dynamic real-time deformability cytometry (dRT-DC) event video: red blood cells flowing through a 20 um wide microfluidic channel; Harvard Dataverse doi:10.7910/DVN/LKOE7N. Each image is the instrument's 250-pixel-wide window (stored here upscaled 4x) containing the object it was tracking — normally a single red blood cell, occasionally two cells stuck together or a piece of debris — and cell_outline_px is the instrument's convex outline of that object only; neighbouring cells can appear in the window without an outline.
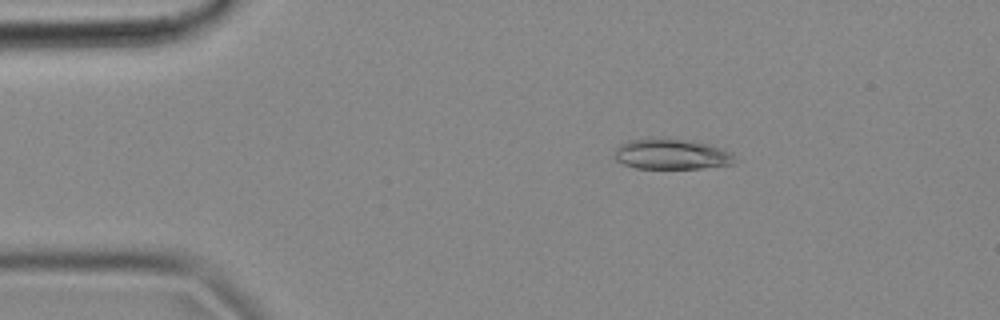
{"species": "common noctule bat (a hibernating species)", "species_latin": "Nyctalus noctula", "temperature_condition": "cold", "stored_images_in_passage": 54, "camera_frame_rate_fps": 3000, "um_per_image_px": 0.085, "animal": {"sex": "female", "body_mass_g": 18.4}, "frame": {"image": 1, "passage_image": 9, "time_ms": 2.667, "image_size_px": [1000, 320], "cell_outline_px": [[736, 164], [700, 168], [636, 168], [624, 164], [616, 160], [616, 148], [620, 144], [628, 140], [648, 136], [664, 136], [708, 144], [724, 148], [732, 152]], "centroid_in_image_um": [57.08, 13.06], "position_along_channel_um": 27.9, "area_um2": 21.91}}
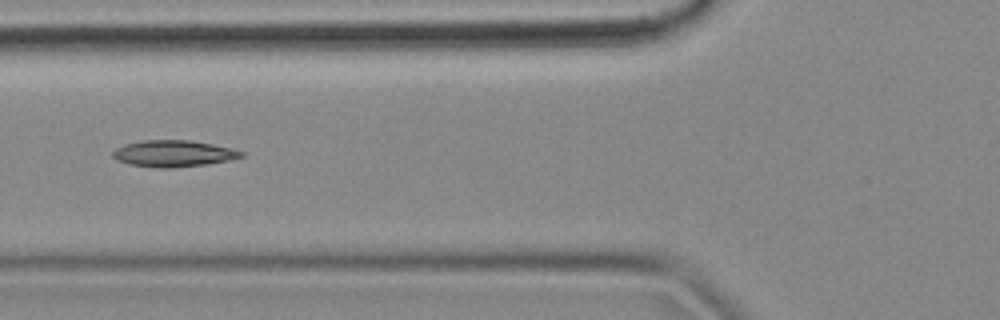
{"frame": {"image": 2, "passage_image": 20, "time_ms": 6.333, "image_size_px": [1000, 320], "cell_outline_px": [[244, 156], [228, 160], [208, 164], [168, 168], [160, 168], [128, 164], [116, 160], [112, 156], [112, 152], [116, 148], [124, 144], [144, 140], [188, 140], [232, 148], [244, 152]], "centroid_in_image_um": [14.71, 13.05], "position_along_channel_um": 111.1, "area_um2": 19.77}}
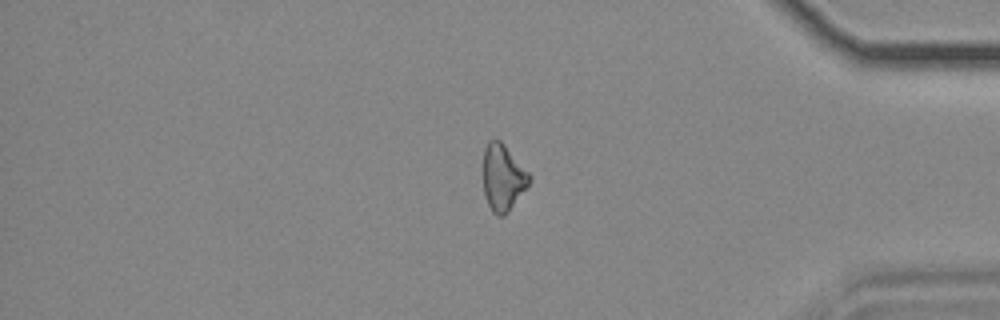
{"frame": {"image": 3, "passage_image": 45, "time_ms": 14.667, "image_size_px": [1000, 320], "cell_outline_px": [[532, 180], [508, 212], [504, 216], [496, 216], [492, 212], [484, 196], [484, 148], [488, 140], [500, 140], [504, 144], [532, 176]], "centroid_in_image_um": [42.75, 15.11], "position_along_channel_um": 392.4, "area_um2": 17.86}, "authors_computed_cell_mechanics": {"area_um2": 19.1607, "velocity_mm_per_s": 3.7026, "shape_relaxation_time_tau1_ms": 8.0986, "shape_relaxation_time_tau2_ms": 11.1523, "deformation_change_tau1": 0.1559, "deformation_change_tau2": 0.2064}}